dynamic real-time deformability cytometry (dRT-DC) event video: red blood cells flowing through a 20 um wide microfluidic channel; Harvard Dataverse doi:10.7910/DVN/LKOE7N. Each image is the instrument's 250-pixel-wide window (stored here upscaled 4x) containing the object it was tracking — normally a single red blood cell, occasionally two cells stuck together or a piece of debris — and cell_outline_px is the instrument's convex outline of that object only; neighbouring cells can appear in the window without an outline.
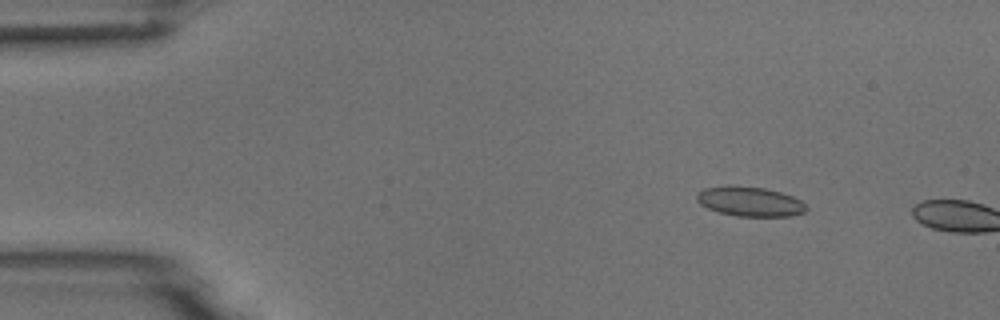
{"species": "common noctule bat (a hibernating species)", "species_latin": "Nyctalus noctula", "temperature_condition": "room temperature", "stored_images_in_passage": 3, "camera_frame_rate_fps": 3000, "um_per_image_px": 0.085, "animal": {"sex": "male", "body_mass_g": 18.8}, "frame": {"image": 1, "passage_image": 2, "time_ms": 1.0, "image_size_px": [1000, 320], "cell_outline_px": [[808, 208], [804, 212], [792, 216], [736, 216], [720, 212], [708, 208], [700, 204], [696, 200], [696, 192], [704, 188], [732, 184], [764, 188], [780, 192], [792, 196], [800, 200]], "centroid_in_image_um": [63.7, 17.11], "position_along_channel_um": 21.3, "area_um2": 19.07}}